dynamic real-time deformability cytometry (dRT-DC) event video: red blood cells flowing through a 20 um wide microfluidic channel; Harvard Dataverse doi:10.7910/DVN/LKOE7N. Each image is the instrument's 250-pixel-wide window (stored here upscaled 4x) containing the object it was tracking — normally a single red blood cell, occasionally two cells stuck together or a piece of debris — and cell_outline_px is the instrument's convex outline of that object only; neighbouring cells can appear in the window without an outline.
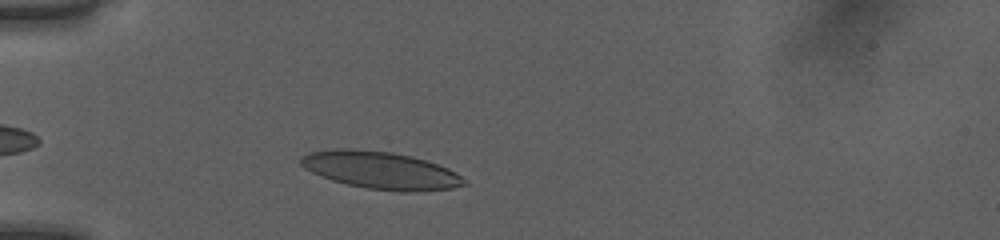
{"species": "human", "species_latin": "Homo sapiens", "temperature_condition": "room temperature", "stored_images_in_passage": 36, "camera_frame_rate_fps": 3000, "um_per_image_px": 0.085, "donor": {"sex": "female"}, "frame": {"image": 1, "passage_image": 4, "time_ms": 1.0, "image_size_px": [1000, 240], "cell_outline_px": [[468, 184], [452, 188], [416, 192], [404, 192], [368, 188], [348, 184], [332, 180], [312, 172], [304, 168], [300, 164], [300, 156], [312, 152], [340, 148], [352, 148], [392, 152], [412, 156], [448, 168], [456, 172], [468, 180]], "centroid_in_image_um": [32.4, 14.47], "position_along_channel_um": 52.6, "area_um2": 35.6}}
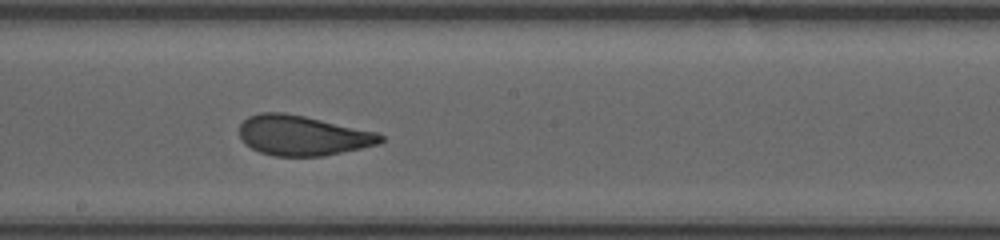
{"frame": {"image": 2, "passage_image": 18, "time_ms": 5.667, "image_size_px": [1000, 240], "cell_outline_px": [[384, 140], [380, 144], [324, 156], [276, 156], [260, 152], [244, 144], [240, 140], [240, 124], [248, 116], [260, 112], [284, 112], [304, 116], [380, 132], [384, 136]], "centroid_in_image_um": [25.74, 11.51], "position_along_channel_um": 222.5, "area_um2": 33.23}}
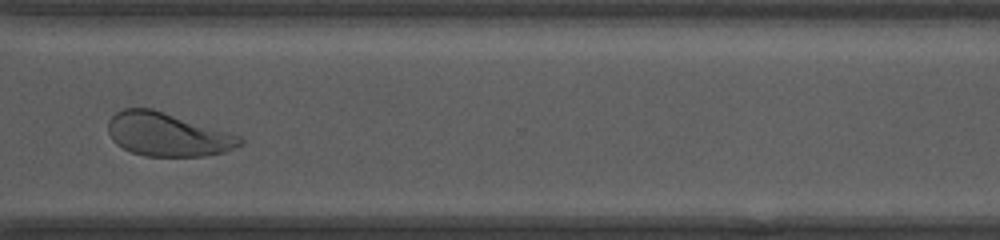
{"frame": {"image": 3, "passage_image": 28, "time_ms": 9.0, "image_size_px": [1000, 240], "cell_outline_px": [[244, 144], [224, 152], [204, 156], [144, 156], [132, 152], [116, 144], [112, 140], [108, 132], [108, 120], [116, 112], [124, 108], [152, 108], [240, 136], [244, 140]], "centroid_in_image_um": [14.22, 11.43], "position_along_channel_um": 356.4, "area_um2": 33.29}, "authors_computed_cell_mechanics": {"area_um2": 33.5529, "velocity_mm_per_s": 4.0319, "shape_relaxation_time_tau1_ms": 5.125, "shape_relaxation_time_tau2_ms": 0.7461, "deformation_change_tau1": 0.1635, "deformation_change_tau2": 0.0665}}